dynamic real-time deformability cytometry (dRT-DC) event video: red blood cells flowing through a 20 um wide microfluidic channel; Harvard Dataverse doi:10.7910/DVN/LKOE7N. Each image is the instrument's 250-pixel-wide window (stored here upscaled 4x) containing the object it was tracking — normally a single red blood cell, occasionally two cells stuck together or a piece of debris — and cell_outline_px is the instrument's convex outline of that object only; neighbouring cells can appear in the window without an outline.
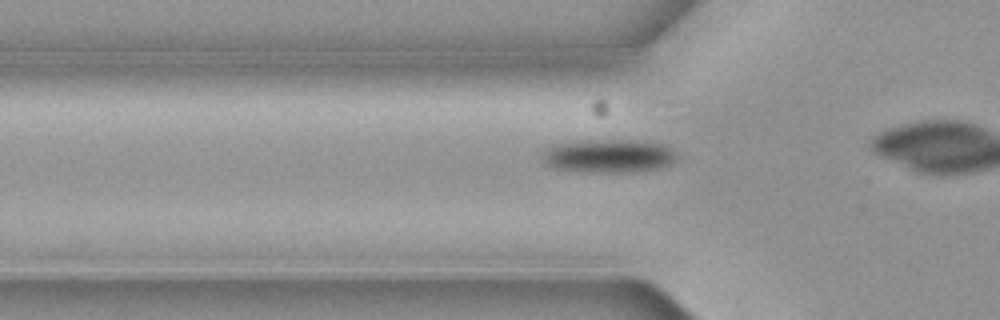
{"species": "common noctule bat (a hibernating species)", "species_latin": "Nyctalus noctula", "temperature_condition": "cold", "stored_images_in_passage": 6, "camera_frame_rate_fps": 3000, "um_per_image_px": 0.085, "animal": {"sex": "female", "body_mass_g": 19.3, "forearm_length_mm": 54.1}, "frame": {"image": 1, "passage_image": 6, "time_ms": 1.667, "image_size_px": [1000, 320], "cell_outline_px": [[676, 160], [672, 164], [660, 168], [632, 172], [580, 172], [556, 168], [548, 164], [544, 160], [544, 152], [552, 144], [580, 140], [644, 140], [668, 144], [676, 152]], "centroid_in_image_um": [51.83, 13.24], "position_along_channel_um": 74.0, "area_um2": 26.65}}